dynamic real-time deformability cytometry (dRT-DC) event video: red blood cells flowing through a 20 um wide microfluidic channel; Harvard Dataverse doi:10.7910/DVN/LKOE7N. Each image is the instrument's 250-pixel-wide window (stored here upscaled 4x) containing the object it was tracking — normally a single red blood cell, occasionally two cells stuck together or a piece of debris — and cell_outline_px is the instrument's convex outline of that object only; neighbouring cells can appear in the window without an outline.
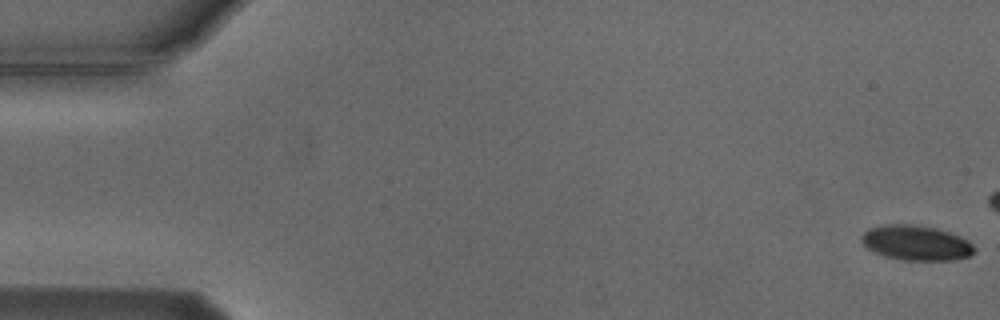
{"species": "Egyptian fruit bat (a non-hibernating species)", "species_latin": "Rousettus aegyptiacus", "temperature_condition": "cold", "stored_images_in_passage": 17, "camera_frame_rate_fps": 3000, "um_per_image_px": 0.085, "animal": {"sex": "male"}, "frame": {"image": 1, "passage_image": 1, "time_ms": 0.0, "image_size_px": [1000, 320], "cell_outline_px": [[976, 252], [968, 256], [956, 260], [904, 260], [884, 256], [868, 248], [860, 240], [860, 236], [868, 228], [884, 224], [912, 224], [936, 228], [960, 236], [968, 240], [976, 248]], "centroid_in_image_um": [77.88, 20.64], "position_along_channel_um": 7.1, "area_um2": 23.12}}